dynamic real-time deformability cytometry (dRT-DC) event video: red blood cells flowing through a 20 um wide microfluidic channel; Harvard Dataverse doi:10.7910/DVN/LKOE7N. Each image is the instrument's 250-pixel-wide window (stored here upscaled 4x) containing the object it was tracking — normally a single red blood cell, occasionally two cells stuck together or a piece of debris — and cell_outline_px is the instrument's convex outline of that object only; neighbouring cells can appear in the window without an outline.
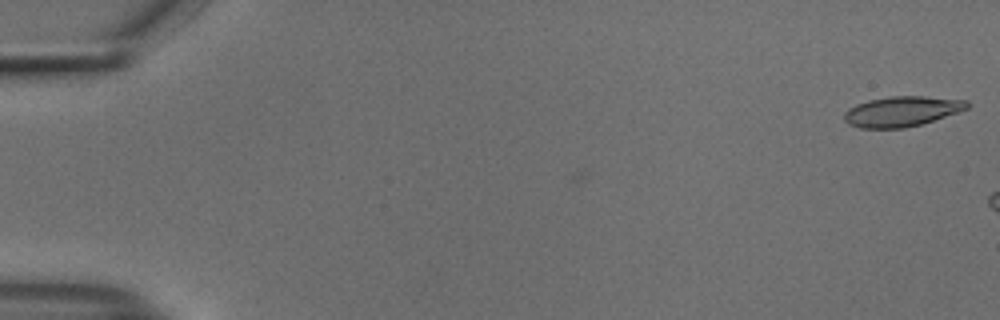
{"species": "common noctule bat (a hibernating species)", "species_latin": "Nyctalus noctula", "temperature_condition": "cold", "stored_images_in_passage": 7, "camera_frame_rate_fps": 3000, "um_per_image_px": 0.085, "animal": {"sex": "male", "body_mass_g": 18.8}, "frame": {"image": 1, "passage_image": 1, "time_ms": 0.0, "image_size_px": [1000, 320], "cell_outline_px": [[972, 104], [968, 108], [960, 112], [920, 124], [904, 128], [860, 128], [848, 124], [844, 120], [844, 112], [848, 108], [856, 104], [868, 100], [892, 96], [924, 96], [968, 100]], "centroid_in_image_um": [76.67, 9.46], "position_along_channel_um": 8.3, "area_um2": 21.79}}